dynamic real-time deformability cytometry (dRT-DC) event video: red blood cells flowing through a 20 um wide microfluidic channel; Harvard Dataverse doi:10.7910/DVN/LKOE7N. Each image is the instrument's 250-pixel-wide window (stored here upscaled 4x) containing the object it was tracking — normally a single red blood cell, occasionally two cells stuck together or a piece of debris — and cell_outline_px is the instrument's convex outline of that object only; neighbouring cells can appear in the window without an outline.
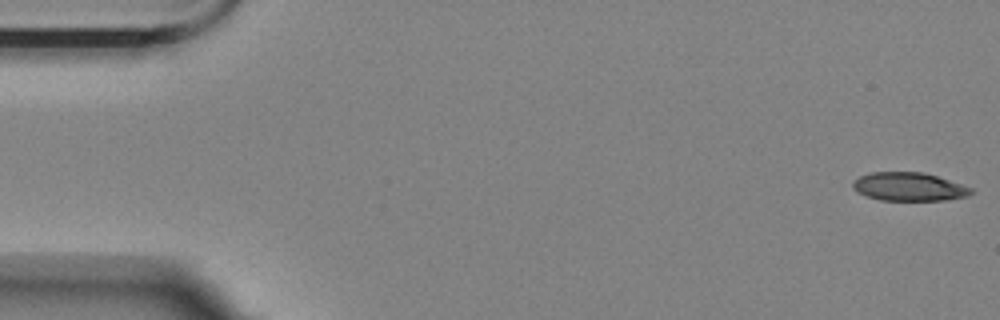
{"species": "Egyptian fruit bat (a non-hibernating species)", "species_latin": "Rousettus aegyptiacus", "temperature_condition": "room temperature", "stored_images_in_passage": 57, "camera_frame_rate_fps": 3000, "um_per_image_px": 0.085, "animal": {"sex": "female"}, "frame": {"image": 1, "passage_image": 1, "time_ms": 0.0, "image_size_px": [1000, 320], "cell_outline_px": [[972, 192], [968, 196], [944, 200], [880, 200], [856, 192], [852, 188], [852, 184], [860, 176], [872, 172], [924, 172], [972, 188]], "centroid_in_image_um": [77.24, 15.87], "position_along_channel_um": 7.8, "area_um2": 19.36}}
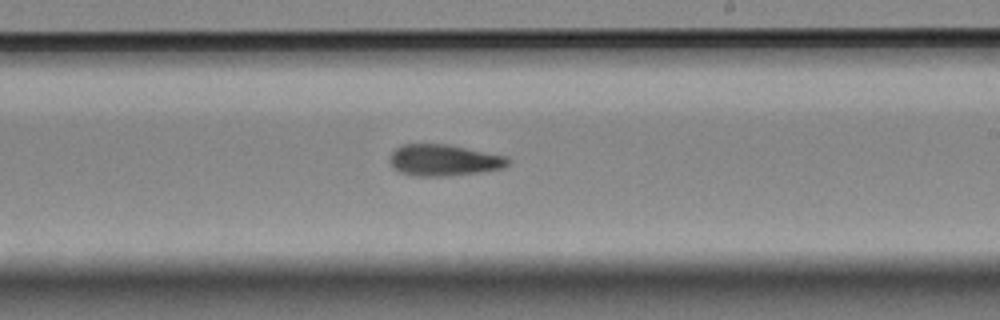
{"frame": {"image": 2, "passage_image": 33, "time_ms": 10.667, "image_size_px": [1000, 320], "cell_outline_px": [[512, 160], [504, 168], [480, 172], [452, 176], [412, 176], [400, 172], [392, 168], [392, 152], [396, 148], [404, 144], [448, 144], [508, 156]], "centroid_in_image_um": [37.79, 13.62], "position_along_channel_um": 251.2, "area_um2": 21.79}}
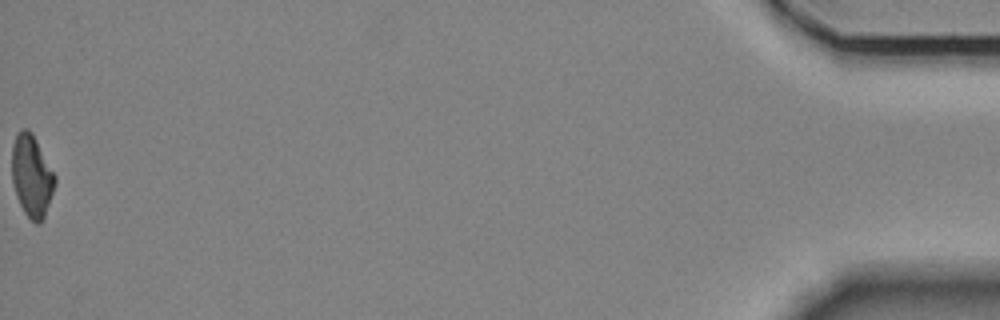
{"frame": {"image": 3, "passage_image": 57, "time_ms": 18.667, "image_size_px": [1000, 320], "cell_outline_px": [[56, 184], [44, 216], [40, 224], [36, 224], [24, 212], [16, 196], [12, 180], [12, 144], [20, 128], [28, 128], [32, 132], [56, 176]], "centroid_in_image_um": [2.69, 14.93], "position_along_channel_um": 432.5, "area_um2": 20.58}}